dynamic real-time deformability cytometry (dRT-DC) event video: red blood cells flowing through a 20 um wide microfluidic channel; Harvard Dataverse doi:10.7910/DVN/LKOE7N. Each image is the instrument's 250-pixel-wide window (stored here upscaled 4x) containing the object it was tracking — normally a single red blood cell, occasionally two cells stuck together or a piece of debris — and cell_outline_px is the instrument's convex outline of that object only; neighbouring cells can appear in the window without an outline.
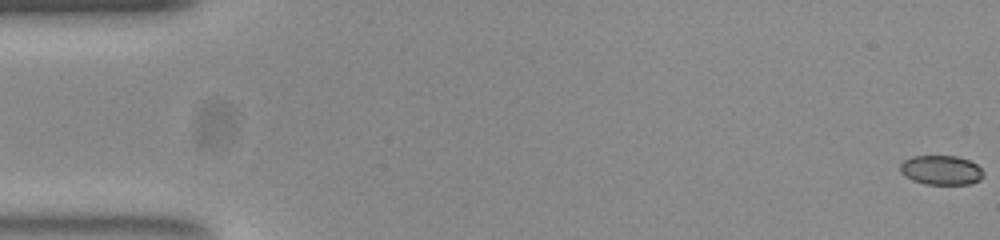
{"species": "common noctule bat (a hibernating species)", "species_latin": "Nyctalus noctula", "temperature_condition": "room temperature", "stored_images_in_passage": 55, "camera_frame_rate_fps": 3000, "um_per_image_px": 0.085, "animal": {"sex": "female", "body_mass_g": 23.0, "forearm_length_mm": 53.4}, "frame": {"image": 1, "passage_image": 1, "time_ms": 0.0, "image_size_px": [1000, 240], "cell_outline_px": [[984, 176], [980, 180], [968, 184], [924, 184], [912, 180], [904, 176], [900, 172], [900, 164], [904, 160], [912, 156], [956, 156], [968, 160], [976, 164], [984, 172]], "centroid_in_image_um": [79.98, 14.46], "position_along_channel_um": 5.0, "area_um2": 14.33}}
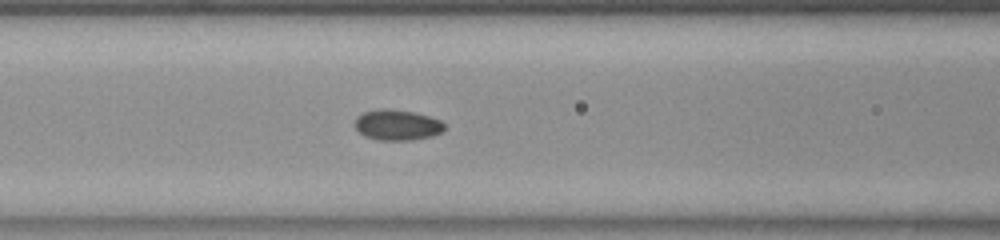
{"frame": {"image": 2, "passage_image": 23, "time_ms": 7.333, "image_size_px": [1000, 240], "cell_outline_px": [[444, 128], [440, 132], [432, 136], [412, 140], [376, 140], [364, 136], [356, 128], [356, 116], [364, 112], [380, 108], [416, 112], [440, 120], [444, 124]], "centroid_in_image_um": [33.75, 10.62], "position_along_channel_um": 132.9, "area_um2": 15.9}}
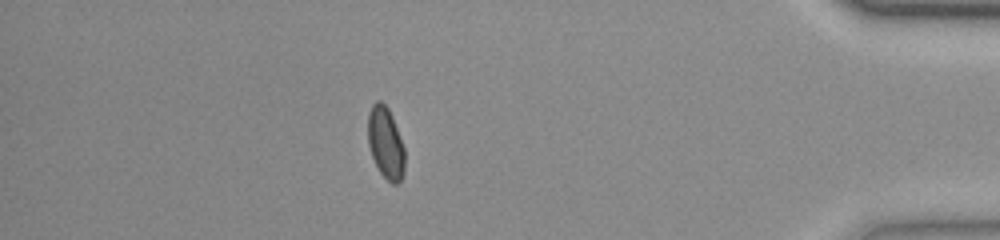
{"frame": {"image": 3, "passage_image": 48, "time_ms": 15.667, "image_size_px": [1000, 240], "cell_outline_px": [[404, 172], [400, 180], [396, 184], [392, 184], [380, 172], [372, 156], [368, 144], [368, 112], [372, 104], [376, 100], [380, 100], [388, 108], [392, 116], [404, 148]], "centroid_in_image_um": [32.76, 12.12], "position_along_channel_um": 402.4, "area_um2": 15.26}, "authors_computed_cell_mechanics": {"area_um2": 15.3748, "velocity_mm_per_s": 3.8031, "shape_relaxation_time_tau1_ms": null, "shape_relaxation_time_tau2_ms": 2.0896, "deformation_change_tau1": null, "deformation_change_tau2": 0.0402}}